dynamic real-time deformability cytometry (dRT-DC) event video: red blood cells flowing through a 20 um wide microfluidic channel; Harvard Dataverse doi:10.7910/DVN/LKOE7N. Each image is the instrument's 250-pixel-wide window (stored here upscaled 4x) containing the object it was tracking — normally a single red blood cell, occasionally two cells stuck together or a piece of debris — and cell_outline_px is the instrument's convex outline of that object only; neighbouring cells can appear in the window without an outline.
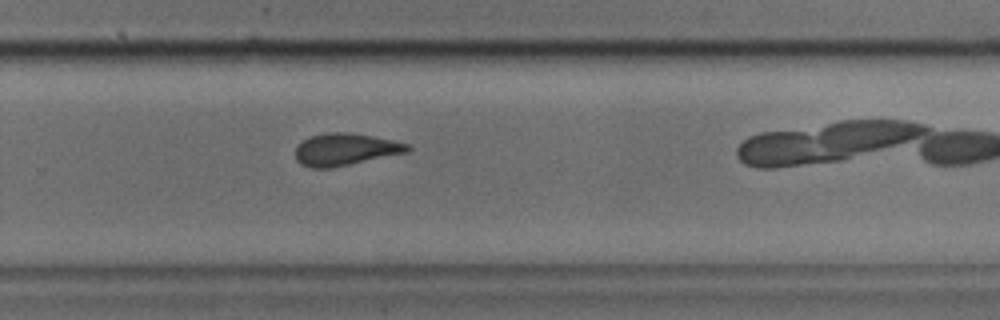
{"species": "common noctule bat (a hibernating species)", "species_latin": "Nyctalus noctula", "temperature_condition": "cold", "stored_images_in_passage": 22, "camera_frame_rate_fps": 3000, "um_per_image_px": 0.085, "animal": {"sex": "male", "body_mass_g": 17.9, "forearm_length_mm": 54.2}, "frame": {"image": 1, "passage_image": 16, "time_ms": 5.0, "image_size_px": [1000, 320], "cell_outline_px": [[412, 148], [408, 152], [332, 168], [312, 168], [300, 164], [296, 160], [296, 148], [304, 140], [312, 136], [328, 132], [352, 132], [412, 144]], "centroid_in_image_um": [29.39, 12.7], "position_along_channel_um": 300.4, "area_um2": 21.04}}